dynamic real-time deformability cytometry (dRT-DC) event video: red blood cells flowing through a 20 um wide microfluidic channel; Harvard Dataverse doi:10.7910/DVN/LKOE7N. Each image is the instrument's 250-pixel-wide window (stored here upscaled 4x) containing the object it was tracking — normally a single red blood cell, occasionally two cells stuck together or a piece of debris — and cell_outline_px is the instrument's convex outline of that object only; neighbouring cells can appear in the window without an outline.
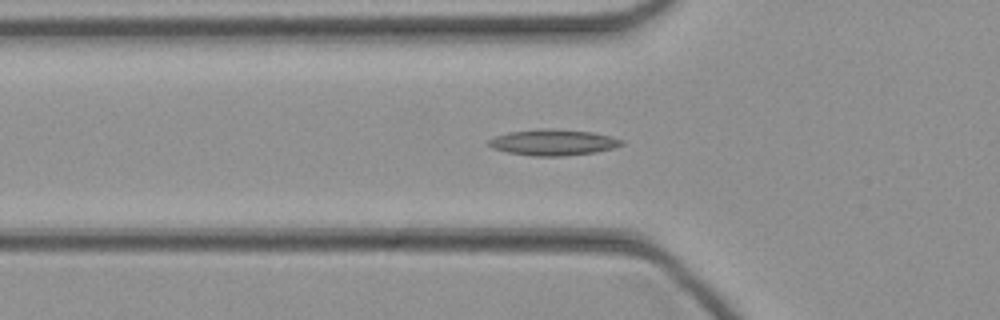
{"species": "common noctule bat (a hibernating species)", "species_latin": "Nyctalus noctula", "temperature_condition": "cold", "stored_images_in_passage": 40, "camera_frame_rate_fps": 3000, "um_per_image_px": 0.085, "animal": {"sex": "female", "body_mass_g": 21.9}, "frame": {"image": 1, "passage_image": 9, "time_ms": 2.667, "image_size_px": [1000, 320], "cell_outline_px": [[624, 144], [612, 148], [596, 152], [560, 156], [532, 156], [508, 152], [492, 148], [488, 144], [488, 140], [496, 136], [508, 132], [540, 128], [544, 128], [592, 132], [612, 136], [624, 140]], "centroid_in_image_um": [47.02, 12.1], "position_along_channel_um": 78.8, "area_um2": 20.11}}
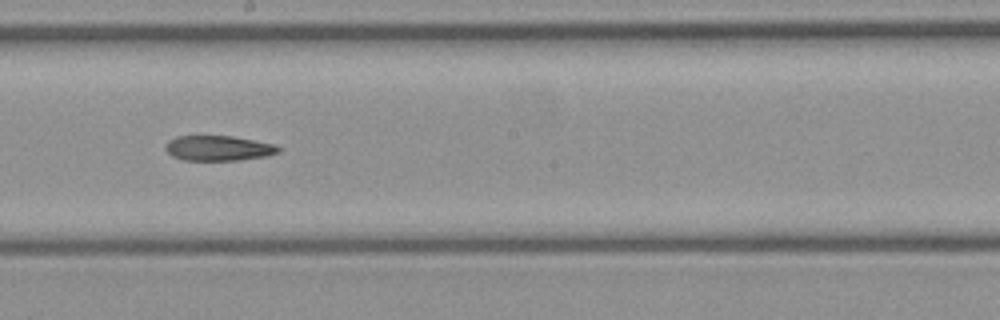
{"frame": {"image": 2, "passage_image": 19, "time_ms": 6.0, "image_size_px": [1000, 320], "cell_outline_px": [[280, 152], [268, 156], [240, 160], [184, 160], [172, 156], [164, 148], [168, 140], [176, 136], [232, 136], [276, 144], [280, 148]], "centroid_in_image_um": [18.58, 12.59], "position_along_channel_um": 229.6, "area_um2": 16.65}}
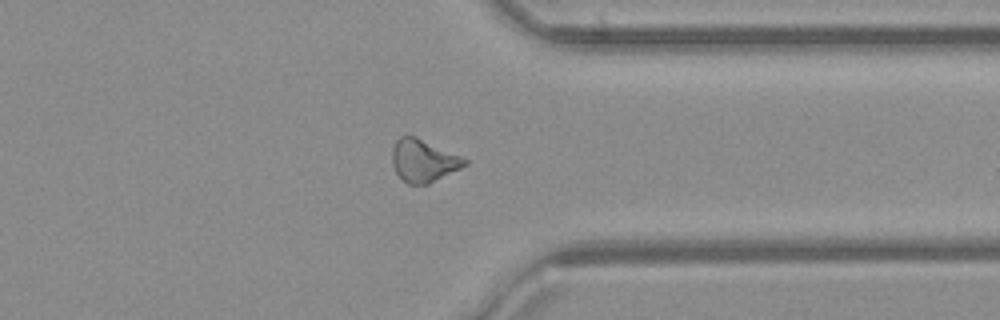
{"frame": {"image": 3, "passage_image": 29, "time_ms": 9.333, "image_size_px": [1000, 320], "cell_outline_px": [[468, 164], [428, 184], [408, 184], [396, 172], [392, 164], [392, 148], [396, 140], [400, 136], [416, 136], [460, 156], [468, 160]], "centroid_in_image_um": [35.97, 13.65], "position_along_channel_um": 375.4, "area_um2": 17.74}}